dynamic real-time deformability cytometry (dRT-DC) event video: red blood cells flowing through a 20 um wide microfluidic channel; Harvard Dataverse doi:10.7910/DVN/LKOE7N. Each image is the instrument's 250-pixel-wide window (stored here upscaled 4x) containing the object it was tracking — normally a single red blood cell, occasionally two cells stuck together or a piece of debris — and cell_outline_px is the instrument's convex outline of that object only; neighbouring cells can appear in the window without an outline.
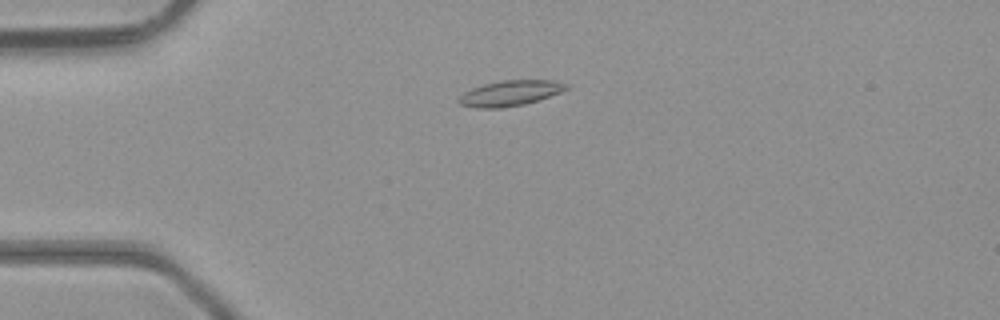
{"species": "common noctule bat (a hibernating species)", "species_latin": "Nyctalus noctula", "temperature_condition": "room temperature", "stored_images_in_passage": 39, "camera_frame_rate_fps": 3000, "um_per_image_px": 0.085, "animal": {"sex": "male", "body_mass_g": 23.1, "forearm_length_mm": 52.7}, "frame": {"image": 1, "passage_image": 4, "time_ms": 1.0, "image_size_px": [1000, 320], "cell_outline_px": [[568, 88], [560, 92], [524, 104], [500, 108], [476, 108], [460, 104], [456, 100], [464, 92], [472, 88], [484, 84], [500, 80], [552, 80], [568, 84]], "centroid_in_image_um": [43.32, 7.91], "position_along_channel_um": 41.7, "area_um2": 15.78}}
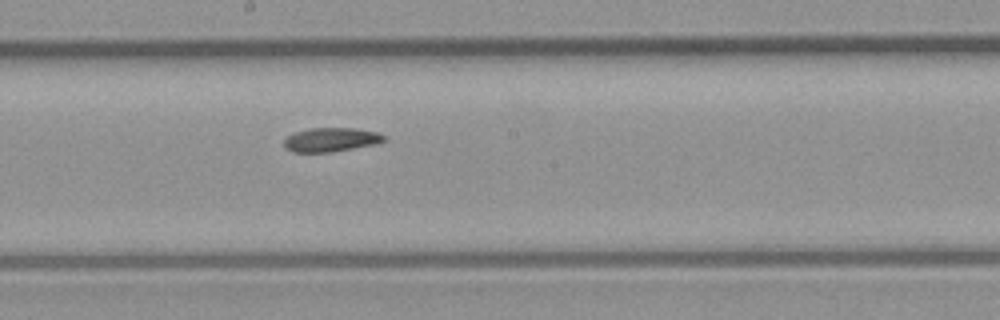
{"frame": {"image": 2, "passage_image": 18, "time_ms": 5.667, "image_size_px": [1000, 320], "cell_outline_px": [[388, 140], [372, 144], [352, 148], [328, 152], [292, 152], [284, 144], [284, 140], [288, 136], [296, 132], [308, 128], [356, 128], [376, 132], [384, 136]], "centroid_in_image_um": [28.13, 11.86], "position_along_channel_um": 220.1, "area_um2": 13.7}}
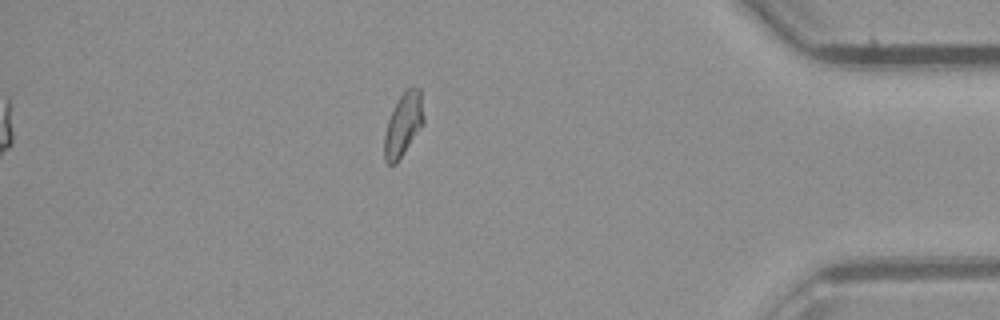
{"frame": {"image": 3, "passage_image": 33, "time_ms": 10.667, "image_size_px": [1000, 320], "cell_outline_px": [[424, 124], [396, 164], [388, 164], [384, 160], [384, 136], [388, 120], [400, 96], [408, 88], [420, 88], [424, 116]], "centroid_in_image_um": [34.29, 10.62], "position_along_channel_um": 400.9, "area_um2": 14.33}, "authors_computed_cell_mechanics": {"area_um2": 14.5656, "velocity_mm_per_s": 4.4105, "shape_relaxation_time_tau1_ms": 9.9139, "shape_relaxation_time_tau2_ms": 3.074, "deformation_change_tau1": 0.2013, "deformation_change_tau2": 0.0895}}